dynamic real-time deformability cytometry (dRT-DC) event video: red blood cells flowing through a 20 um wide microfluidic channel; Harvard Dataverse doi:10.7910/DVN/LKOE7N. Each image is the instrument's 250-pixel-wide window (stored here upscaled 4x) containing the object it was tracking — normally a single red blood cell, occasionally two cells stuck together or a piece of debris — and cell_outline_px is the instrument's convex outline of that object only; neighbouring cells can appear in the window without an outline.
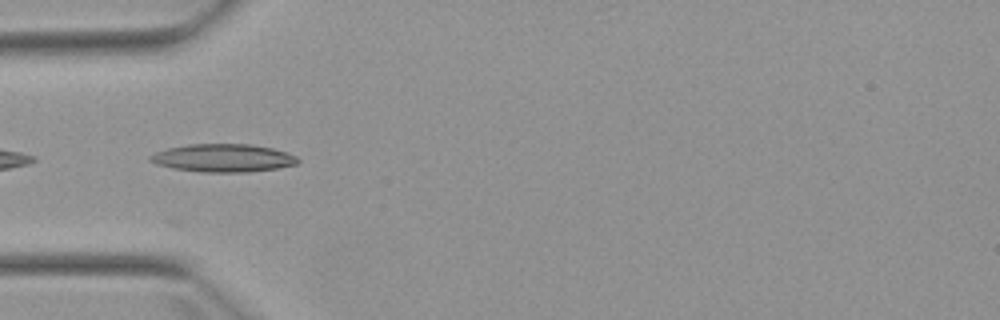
{"species": "Egyptian fruit bat (a non-hibernating species)", "species_latin": "Rousettus aegyptiacus", "temperature_condition": "warm", "stored_images_in_passage": 5, "camera_frame_rate_fps": 3000, "um_per_image_px": 0.085, "animal": {"sex": "female"}, "frame": {"image": 1, "passage_image": 4, "time_ms": 4.333, "image_size_px": [1000, 320], "cell_outline_px": [[300, 160], [296, 164], [276, 168], [248, 172], [204, 172], [172, 168], [156, 164], [148, 160], [148, 156], [156, 152], [168, 148], [188, 144], [252, 144], [272, 148], [296, 156]], "centroid_in_image_um": [18.94, 13.43], "position_along_channel_um": 66.1, "area_um2": 23.99}}
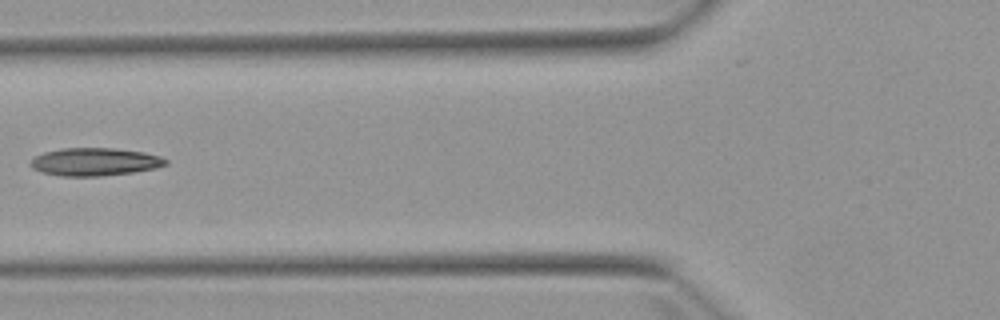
{"frame": {"image": 2, "passage_image": 5, "time_ms": 5.667, "image_size_px": [1000, 320], "cell_outline_px": [[168, 164], [156, 168], [132, 172], [100, 176], [60, 176], [40, 172], [32, 168], [28, 164], [36, 156], [44, 152], [64, 148], [116, 148], [144, 152], [160, 156], [168, 160]], "centroid_in_image_um": [8.06, 13.75], "position_along_channel_um": 117.7, "area_um2": 22.02}}